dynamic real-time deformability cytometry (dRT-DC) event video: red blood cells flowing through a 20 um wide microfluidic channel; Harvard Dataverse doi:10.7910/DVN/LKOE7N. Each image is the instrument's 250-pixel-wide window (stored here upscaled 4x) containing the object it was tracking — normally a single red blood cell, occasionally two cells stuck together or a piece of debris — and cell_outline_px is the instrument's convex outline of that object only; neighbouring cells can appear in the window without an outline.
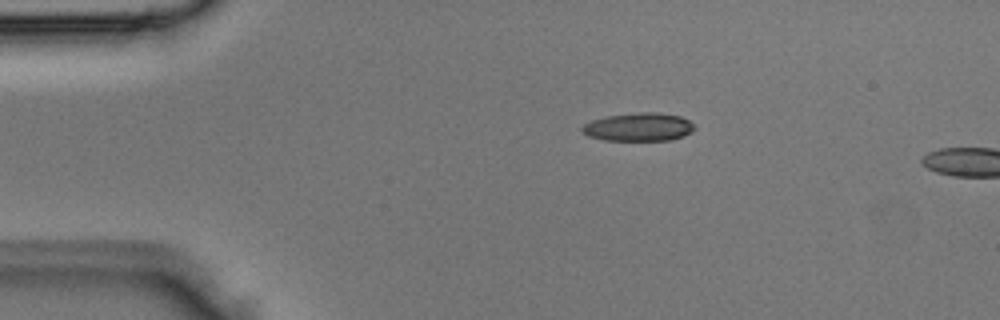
{"species": "Egyptian fruit bat (a non-hibernating species)", "species_latin": "Rousettus aegyptiacus", "temperature_condition": "room temperature", "stored_images_in_passage": 2, "camera_frame_rate_fps": 3000, "um_per_image_px": 0.085, "animal": {"sex": "male"}, "frame": {"image": 1, "passage_image": 1, "time_ms": 0.0, "image_size_px": [1000, 320], "cell_outline_px": [[696, 128], [692, 132], [684, 136], [672, 140], [604, 140], [588, 136], [580, 132], [580, 128], [584, 124], [592, 120], [608, 116], [640, 112], [656, 112], [680, 116], [688, 120]], "centroid_in_image_um": [54.28, 10.8], "position_along_channel_um": 30.7, "area_um2": 18.55}}